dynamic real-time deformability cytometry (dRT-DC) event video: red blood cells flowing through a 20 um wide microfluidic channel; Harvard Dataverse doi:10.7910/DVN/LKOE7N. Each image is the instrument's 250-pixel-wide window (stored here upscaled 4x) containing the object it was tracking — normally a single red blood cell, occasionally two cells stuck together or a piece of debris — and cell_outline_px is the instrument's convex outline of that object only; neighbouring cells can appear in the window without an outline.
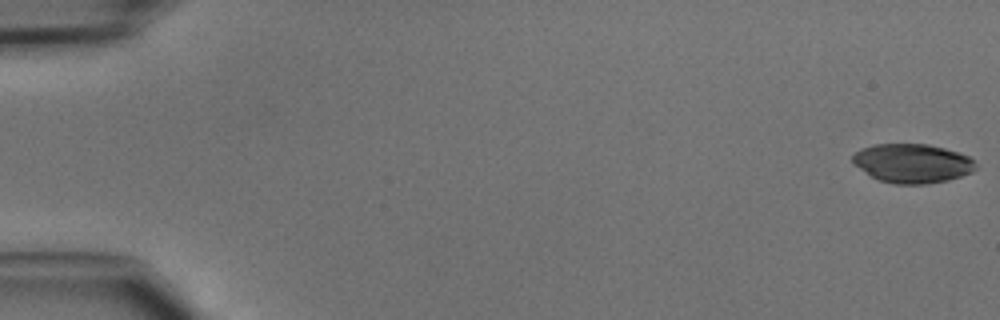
{"species": "common noctule bat (a hibernating species)", "species_latin": "Nyctalus noctula", "temperature_condition": "cold", "stored_images_in_passage": 47, "camera_frame_rate_fps": 3000, "um_per_image_px": 0.085, "animal": {"sex": "male", "body_mass_g": 15.6}, "frame": {"image": 1, "passage_image": 1, "time_ms": 0.0, "image_size_px": [1000, 320], "cell_outline_px": [[976, 168], [972, 172], [948, 180], [924, 184], [896, 184], [880, 180], [872, 176], [852, 164], [852, 156], [860, 148], [876, 144], [928, 144], [960, 152], [968, 156], [976, 164]], "centroid_in_image_um": [77.54, 13.87], "position_along_channel_um": 7.5, "area_um2": 27.98}}
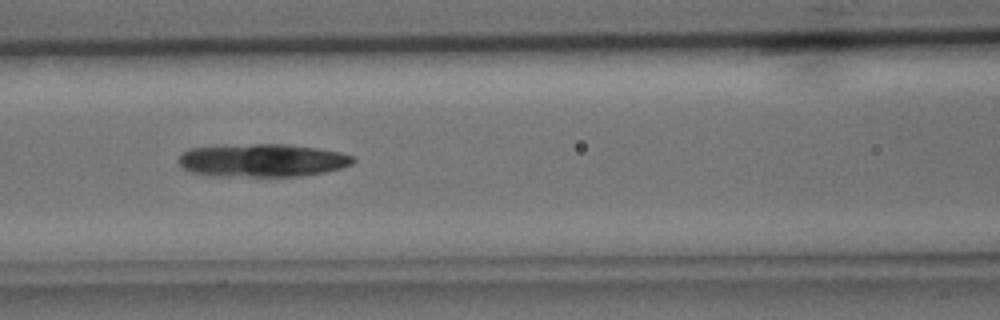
{"frame": {"image": 2, "passage_image": 21, "time_ms": 6.667, "image_size_px": [1000, 320], "cell_outline_px": [[356, 160], [352, 164], [340, 168], [324, 172], [300, 176], [208, 176], [192, 172], [176, 164], [176, 160], [180, 152], [192, 148], [220, 144], [288, 144], [316, 148], [340, 152], [356, 156]], "centroid_in_image_um": [22.23, 13.62], "position_along_channel_um": 144.4, "area_um2": 34.28}}
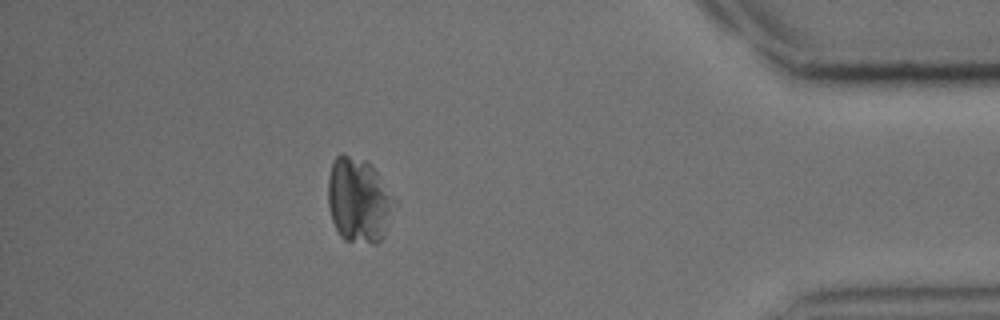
{"frame": {"image": 3, "passage_image": 42, "time_ms": 13.667, "image_size_px": [1000, 320], "cell_outline_px": [[396, 204], [384, 236], [376, 244], [372, 244], [344, 240], [340, 236], [332, 220], [328, 204], [328, 176], [332, 160], [340, 152], [344, 152], [364, 160], [372, 164], [396, 200]], "centroid_in_image_um": [30.49, 16.99], "position_along_channel_um": 404.7, "area_um2": 33.41}}